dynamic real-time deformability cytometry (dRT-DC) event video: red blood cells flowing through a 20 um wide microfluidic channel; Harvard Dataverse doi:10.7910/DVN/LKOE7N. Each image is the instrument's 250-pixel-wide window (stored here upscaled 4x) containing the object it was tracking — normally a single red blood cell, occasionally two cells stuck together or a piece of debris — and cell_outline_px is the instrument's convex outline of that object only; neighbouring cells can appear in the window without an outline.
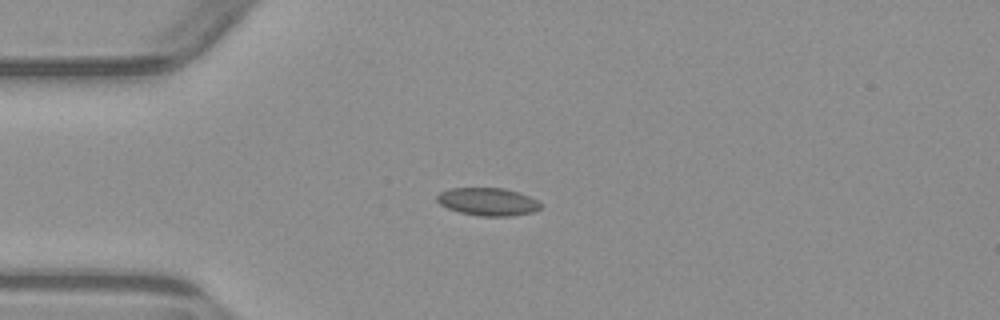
{"species": "common noctule bat (a hibernating species)", "species_latin": "Nyctalus noctula", "temperature_condition": "warm", "stored_images_in_passage": 3, "camera_frame_rate_fps": 3000, "um_per_image_px": 0.085, "animal": {"sex": "male", "body_mass_g": 23.1, "forearm_length_mm": 52.7}, "frame": {"image": 1, "passage_image": 3, "time_ms": 3.0, "image_size_px": [1000, 320], "cell_outline_px": [[540, 208], [532, 212], [512, 216], [480, 216], [460, 212], [448, 208], [440, 204], [436, 200], [436, 196], [440, 192], [452, 188], [504, 188], [528, 196], [536, 200], [540, 204]], "centroid_in_image_um": [41.43, 17.15], "position_along_channel_um": 43.6, "area_um2": 16.59}}